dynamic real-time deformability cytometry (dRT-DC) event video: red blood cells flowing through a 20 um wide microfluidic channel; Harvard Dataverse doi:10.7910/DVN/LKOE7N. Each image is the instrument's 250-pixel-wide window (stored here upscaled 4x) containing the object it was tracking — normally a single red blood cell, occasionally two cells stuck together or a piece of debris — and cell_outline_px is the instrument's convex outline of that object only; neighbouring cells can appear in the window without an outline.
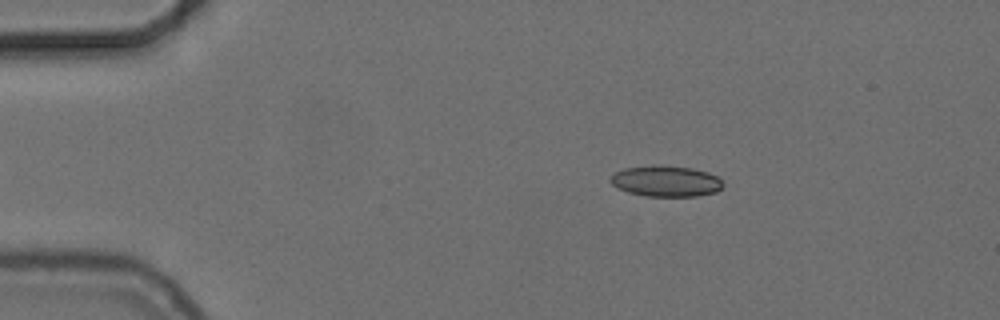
{"species": "common noctule bat (a hibernating species)", "species_latin": "Nyctalus noctula", "temperature_condition": "cold", "stored_images_in_passage": 48, "camera_frame_rate_fps": 3000, "um_per_image_px": 0.085, "animal": {"sex": "female", "body_mass_g": 24.6, "forearm_length_mm": 56.2}, "frame": {"image": 1, "passage_image": 3, "time_ms": 0.667, "image_size_px": [1000, 320], "cell_outline_px": [[724, 184], [716, 192], [696, 196], [644, 196], [628, 192], [616, 188], [608, 180], [616, 172], [624, 168], [652, 164], [692, 168], [708, 172], [716, 176]], "centroid_in_image_um": [56.57, 15.39], "position_along_channel_um": 28.4, "area_um2": 20.4}}
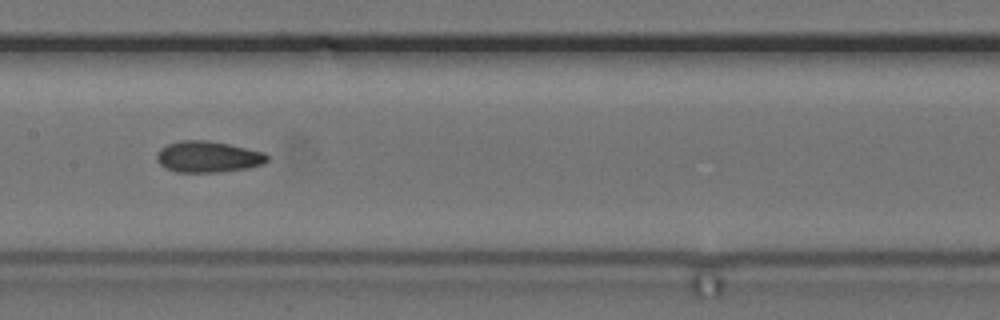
{"frame": {"image": 2, "passage_image": 21, "time_ms": 6.667, "image_size_px": [1000, 320], "cell_outline_px": [[268, 160], [264, 164], [248, 168], [220, 172], [176, 172], [164, 168], [156, 160], [156, 156], [160, 148], [168, 144], [180, 140], [208, 140], [228, 144], [264, 152], [268, 156]], "centroid_in_image_um": [17.66, 13.33], "position_along_channel_um": 189.7, "area_um2": 20.23}}
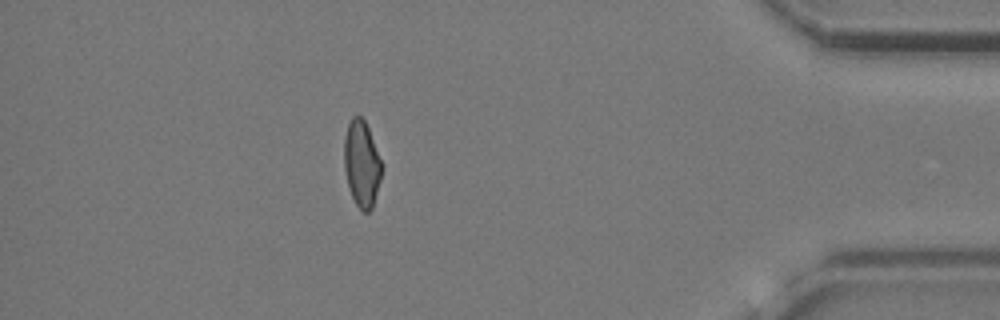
{"frame": {"image": 3, "passage_image": 42, "time_ms": 13.667, "image_size_px": [1000, 320], "cell_outline_px": [[384, 164], [380, 180], [372, 208], [368, 212], [364, 212], [356, 204], [352, 196], [348, 184], [344, 168], [344, 136], [348, 124], [352, 116], [360, 116], [364, 120], [368, 128]], "centroid_in_image_um": [30.76, 13.9], "position_along_channel_um": 404.4, "area_um2": 18.96}, "authors_computed_cell_mechanics": {"area_um2": 19.7387, "velocity_mm_per_s": 3.7217, "shape_relaxation_time_tau1_ms": 7.0369, "shape_relaxation_time_tau2_ms": 3.3608, "deformation_change_tau1": 0.1253, "deformation_change_tau2": 0.1037}}